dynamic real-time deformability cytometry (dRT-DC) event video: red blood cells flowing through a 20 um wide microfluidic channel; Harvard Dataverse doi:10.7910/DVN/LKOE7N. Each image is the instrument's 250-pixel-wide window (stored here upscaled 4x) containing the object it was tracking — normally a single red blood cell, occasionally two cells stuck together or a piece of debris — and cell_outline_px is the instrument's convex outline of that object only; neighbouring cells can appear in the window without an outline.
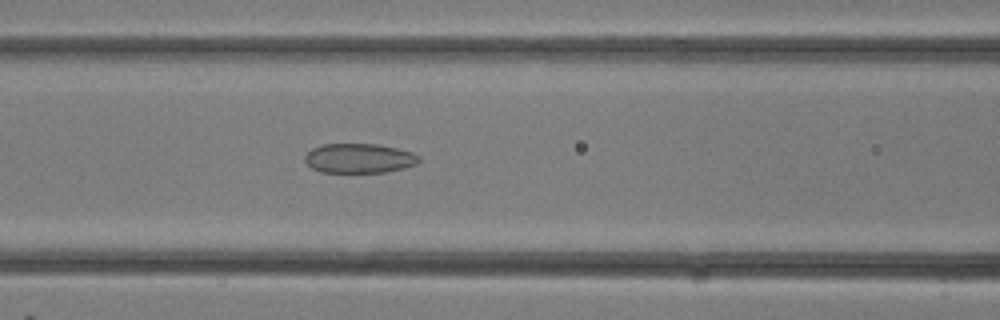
{"species": "common noctule bat (a hibernating species)", "species_latin": "Nyctalus noctula", "temperature_condition": "room temperature", "stored_images_in_passage": 30, "camera_frame_rate_fps": 3000, "um_per_image_px": 0.085, "animal": {"sex": "female"}, "frame": {"image": 1, "passage_image": 12, "time_ms": 3.667, "image_size_px": [1000, 320], "cell_outline_px": [[420, 160], [416, 164], [404, 168], [388, 172], [320, 172], [312, 168], [304, 160], [304, 156], [312, 148], [320, 144], [376, 144], [396, 148], [412, 152], [420, 156]], "centroid_in_image_um": [30.52, 13.45], "position_along_channel_um": 136.1, "area_um2": 19.71}}
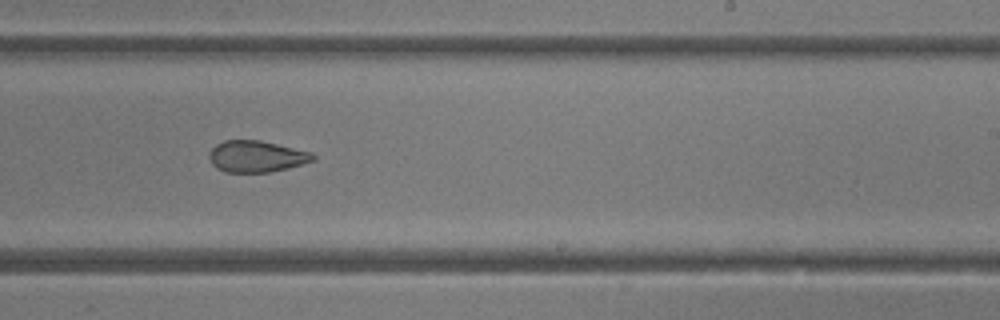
{"frame": {"image": 2, "passage_image": 18, "time_ms": 5.667, "image_size_px": [1000, 320], "cell_outline_px": [[316, 160], [288, 168], [268, 172], [224, 172], [216, 168], [212, 164], [208, 156], [208, 152], [216, 144], [224, 140], [260, 140], [312, 152], [316, 156]], "centroid_in_image_um": [21.79, 13.29], "position_along_channel_um": 267.2, "area_um2": 19.19}}
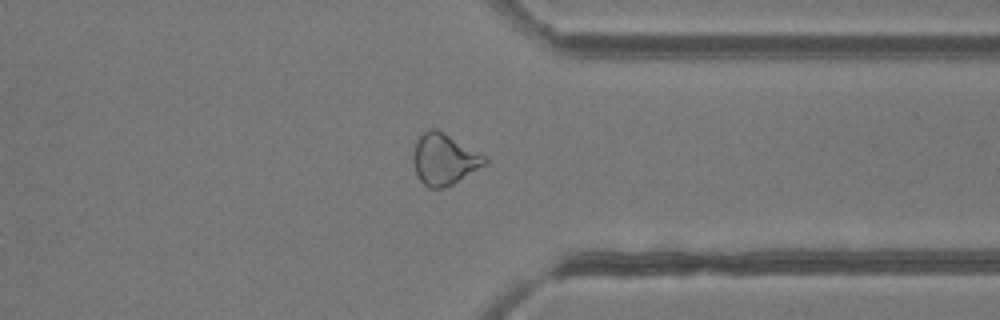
{"frame": {"image": 3, "passage_image": 23, "time_ms": 7.333, "image_size_px": [1000, 320], "cell_outline_px": [[488, 160], [484, 164], [452, 184], [444, 188], [428, 188], [420, 180], [416, 172], [412, 160], [412, 156], [416, 140], [428, 128], [436, 128], [488, 156]], "centroid_in_image_um": [37.73, 13.51], "position_along_channel_um": 373.7, "area_um2": 21.27}}